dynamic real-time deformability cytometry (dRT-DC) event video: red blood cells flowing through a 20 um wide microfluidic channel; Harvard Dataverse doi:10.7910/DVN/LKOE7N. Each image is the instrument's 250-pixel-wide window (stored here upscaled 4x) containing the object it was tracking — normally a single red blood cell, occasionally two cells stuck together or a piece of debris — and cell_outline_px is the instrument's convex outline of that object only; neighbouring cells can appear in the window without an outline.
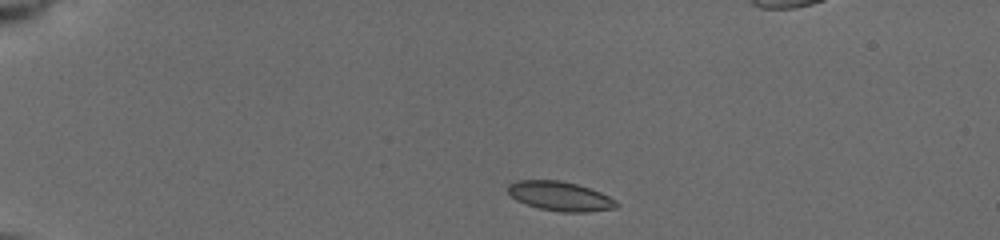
{"species": "common noctule bat (a hibernating species)", "species_latin": "Nyctalus noctula", "temperature_condition": "cold", "stored_images_in_passage": 8, "camera_frame_rate_fps": 3000, "um_per_image_px": 0.085, "animal": {"sex": "female", "body_mass_g": 19.5, "forearm_length_mm": 54.1}, "frame": {"image": 1, "passage_image": 1, "time_ms": 0.0, "image_size_px": [1000, 240], "cell_outline_px": [[620, 204], [616, 208], [588, 212], [560, 212], [540, 208], [516, 200], [508, 192], [508, 184], [516, 180], [560, 180], [576, 184], [600, 192], [616, 200]], "centroid_in_image_um": [47.62, 16.67], "position_along_channel_um": 37.4, "area_um2": 18.5}}
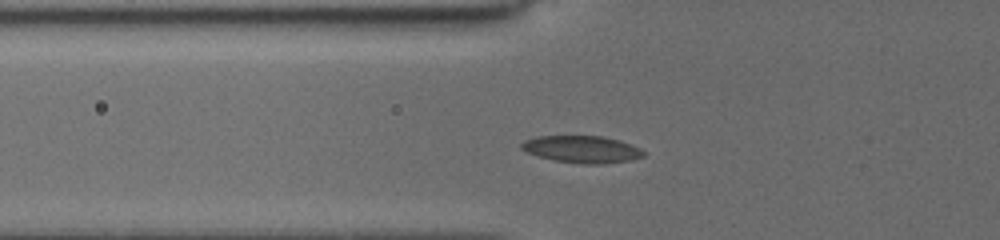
{"frame": {"image": 2, "passage_image": 5, "time_ms": 2.667, "image_size_px": [1000, 240], "cell_outline_px": [[644, 156], [632, 160], [604, 164], [580, 164], [552, 160], [536, 156], [520, 148], [520, 144], [524, 140], [536, 136], [600, 136], [620, 140], [632, 144], [640, 148], [644, 152]], "centroid_in_image_um": [49.46, 12.69], "position_along_channel_um": 76.3, "area_um2": 19.54}}
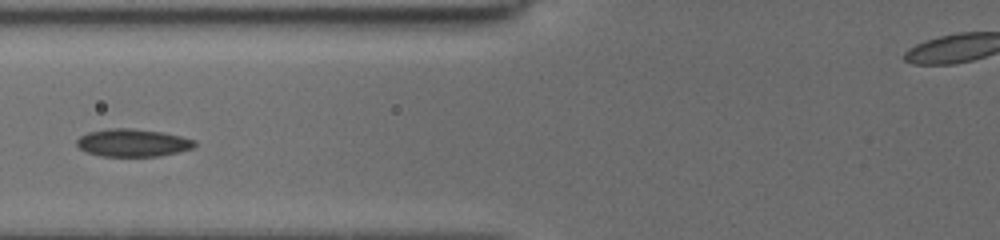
{"frame": {"image": 3, "passage_image": 7, "time_ms": 3.667, "image_size_px": [1000, 240], "cell_outline_px": [[196, 144], [192, 148], [160, 156], [100, 156], [84, 152], [76, 144], [76, 140], [80, 136], [88, 132], [108, 128], [132, 128], [160, 132], [180, 136], [196, 140]], "centroid_in_image_um": [11.24, 12.13], "position_along_channel_um": 114.6, "area_um2": 19.02}}